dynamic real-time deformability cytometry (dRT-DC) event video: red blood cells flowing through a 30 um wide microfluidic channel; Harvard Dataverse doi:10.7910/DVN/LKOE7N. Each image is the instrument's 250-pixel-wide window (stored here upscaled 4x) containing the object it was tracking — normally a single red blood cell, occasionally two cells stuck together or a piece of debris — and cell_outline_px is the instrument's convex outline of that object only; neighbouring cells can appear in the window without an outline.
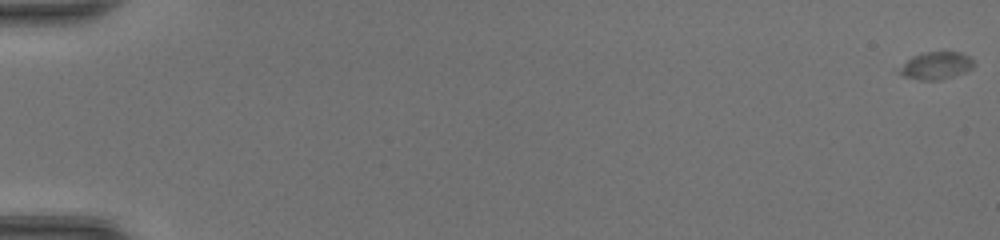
{"species": "common noctule bat (a hibernating species)", "species_latin": "Nyctalus noctula", "temperature_condition": "room temperature", "stored_images_in_passage": 19, "camera_frame_rate_fps": 3000, "um_per_image_px": 0.085, "animal": {"sex": "female", "body_mass_g": 20.0, "forearm_length_mm": 54.0}, "frame": {"image": 1, "passage_image": 1, "time_ms": 0.0, "image_size_px": [1000, 240], "cell_outline_px": [[972, 64], [968, 68], [936, 80], [920, 80], [908, 76], [900, 72], [904, 64], [908, 60], [916, 56], [928, 52], [956, 52], [972, 60]], "centroid_in_image_um": [79.51, 5.56], "position_along_channel_um": 5.5, "area_um2": 10.52}}
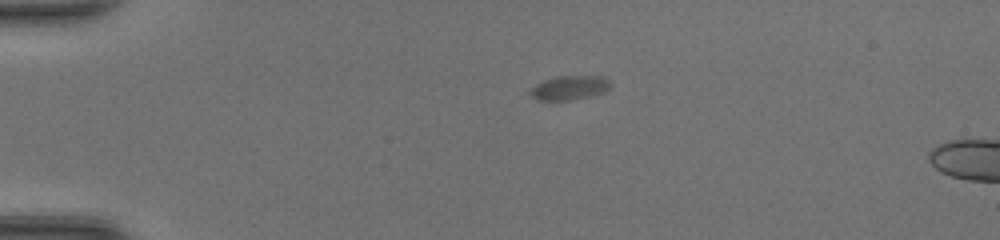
{"frame": {"image": 2, "passage_image": 15, "time_ms": 4.667, "image_size_px": [1000, 240], "cell_outline_px": [[608, 88], [600, 92], [568, 100], [540, 100], [532, 92], [532, 88], [548, 80], [576, 76], [600, 76], [608, 80]], "centroid_in_image_um": [48.45, 7.46], "position_along_channel_um": 36.5, "area_um2": 10.0}}